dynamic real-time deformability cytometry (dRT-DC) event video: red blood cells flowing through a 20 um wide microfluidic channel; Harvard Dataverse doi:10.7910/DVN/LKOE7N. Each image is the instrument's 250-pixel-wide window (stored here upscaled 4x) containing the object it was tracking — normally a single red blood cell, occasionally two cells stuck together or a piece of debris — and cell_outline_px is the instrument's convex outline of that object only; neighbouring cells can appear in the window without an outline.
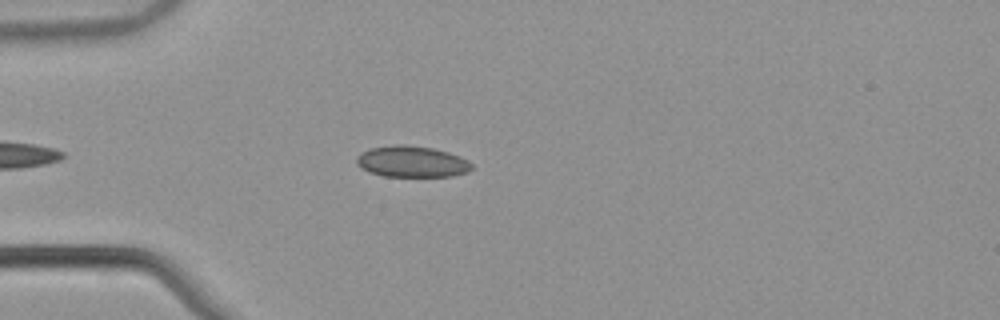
{"species": "common noctule bat (a hibernating species)", "species_latin": "Nyctalus noctula", "temperature_condition": "warm", "stored_images_in_passage": 43, "camera_frame_rate_fps": 3000, "um_per_image_px": 0.085, "animal": {"sex": "male", "body_mass_g": 21.5, "forearm_length_mm": 52.0}, "frame": {"image": 1, "passage_image": 7, "time_ms": 2.0, "image_size_px": [1000, 320], "cell_outline_px": [[472, 168], [468, 172], [452, 176], [384, 176], [368, 172], [360, 168], [356, 164], [356, 156], [360, 152], [372, 148], [396, 144], [404, 144], [432, 148], [448, 152], [460, 156], [468, 160], [472, 164]], "centroid_in_image_um": [34.98, 13.74], "position_along_channel_um": 50.0, "area_um2": 21.1}}
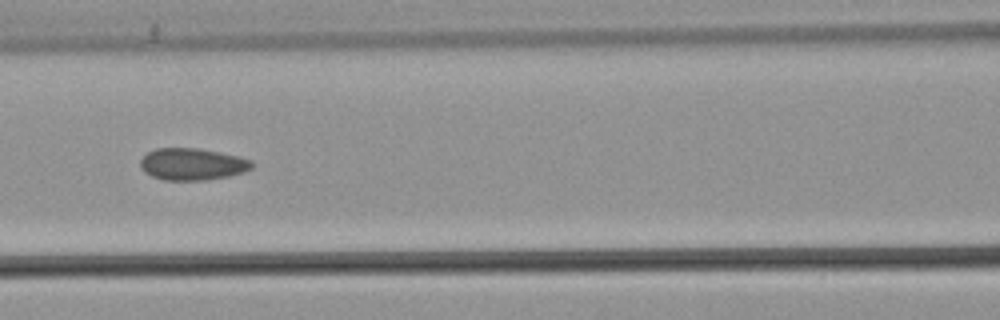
{"frame": {"image": 2, "passage_image": 16, "time_ms": 5.0, "image_size_px": [1000, 320], "cell_outline_px": [[252, 168], [244, 172], [228, 176], [208, 180], [164, 180], [152, 176], [144, 172], [140, 168], [140, 160], [148, 152], [156, 148], [200, 148], [220, 152], [252, 160]], "centroid_in_image_um": [16.33, 13.95], "position_along_channel_um": 150.3, "area_um2": 20.81}}
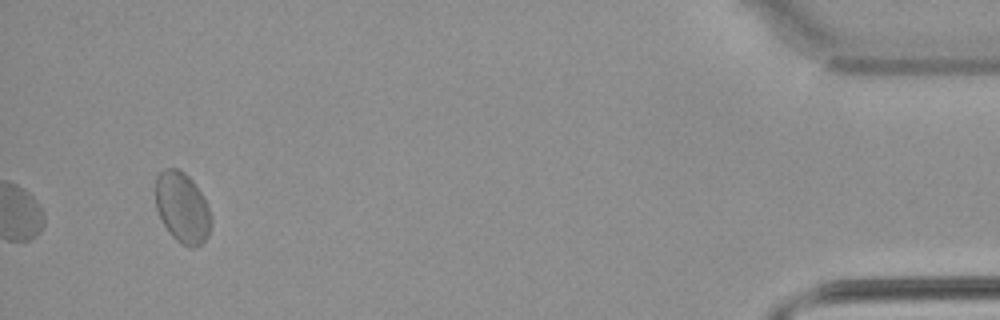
{"frame": {"image": 3, "passage_image": 43, "time_ms": 14.0, "image_size_px": [1000, 320], "cell_outline_px": [[212, 224], [208, 236], [196, 248], [192, 248], [176, 240], [168, 232], [156, 208], [156, 176], [164, 168], [176, 168], [184, 172], [192, 180], [200, 192], [208, 208], [212, 220]], "centroid_in_image_um": [15.49, 17.65], "position_along_channel_um": 419.7, "area_um2": 22.72}, "authors_computed_cell_mechanics": {"area_um2": 21.097, "velocity_mm_per_s": 3.8254, "shape_relaxation_time_tau1_ms": null, "shape_relaxation_time_tau2_ms": 1.689, "deformation_change_tau1": null, "deformation_change_tau2": 0.0613}}